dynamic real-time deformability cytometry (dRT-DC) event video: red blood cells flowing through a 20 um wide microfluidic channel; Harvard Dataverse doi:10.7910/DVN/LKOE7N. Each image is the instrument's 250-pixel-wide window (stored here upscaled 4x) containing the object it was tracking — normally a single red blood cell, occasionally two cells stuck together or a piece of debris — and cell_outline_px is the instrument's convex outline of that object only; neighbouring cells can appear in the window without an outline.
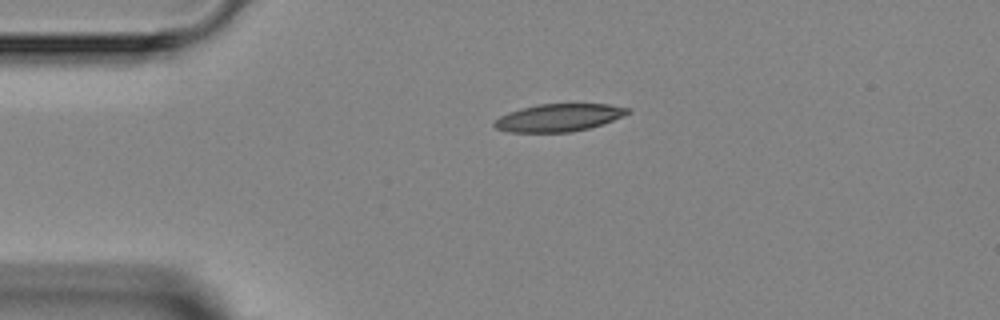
{"species": "Egyptian fruit bat (a non-hibernating species)", "species_latin": "Rousettus aegyptiacus", "temperature_condition": "room temperature", "stored_images_in_passage": 3, "camera_frame_rate_fps": 3000, "um_per_image_px": 0.085, "animal": {"sex": "female"}, "frame": {"image": 1, "passage_image": 3, "time_ms": 3.0, "image_size_px": [1000, 320], "cell_outline_px": [[632, 112], [624, 116], [588, 128], [572, 132], [508, 132], [496, 128], [492, 124], [500, 116], [508, 112], [520, 108], [536, 104], [608, 104], [628, 108]], "centroid_in_image_um": [47.47, 9.99], "position_along_channel_um": 37.5, "area_um2": 21.39}}